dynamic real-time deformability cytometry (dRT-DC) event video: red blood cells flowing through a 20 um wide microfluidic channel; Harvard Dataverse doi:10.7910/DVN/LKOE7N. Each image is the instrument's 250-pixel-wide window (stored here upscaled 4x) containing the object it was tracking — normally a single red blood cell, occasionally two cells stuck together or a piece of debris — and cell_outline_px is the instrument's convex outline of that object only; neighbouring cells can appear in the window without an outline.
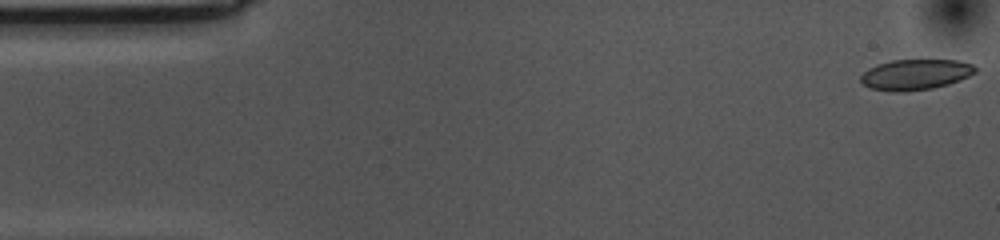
{"species": "common noctule bat (a hibernating species)", "species_latin": "Nyctalus noctula", "temperature_condition": "cold", "stored_images_in_passage": 55, "camera_frame_rate_fps": 3000, "um_per_image_px": 0.085, "animal": {"sex": "female", "body_mass_g": 10.0, "forearm_length_mm": 53.1}, "frame": {"image": 1, "passage_image": 1, "time_ms": 0.0, "image_size_px": [1000, 240], "cell_outline_px": [[976, 72], [960, 80], [948, 84], [932, 88], [900, 92], [892, 92], [868, 88], [860, 80], [860, 76], [868, 68], [876, 64], [892, 60], [956, 60], [972, 64], [976, 68]], "centroid_in_image_um": [77.77, 6.34], "position_along_channel_um": 7.2, "area_um2": 20.46}}
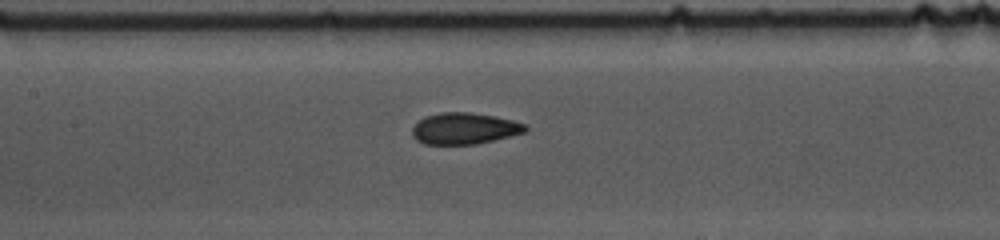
{"frame": {"image": 2, "passage_image": 24, "time_ms": 7.667, "image_size_px": [1000, 240], "cell_outline_px": [[528, 128], [524, 132], [476, 144], [424, 144], [416, 140], [412, 136], [412, 128], [424, 116], [440, 112], [468, 112], [492, 116], [512, 120], [524, 124]], "centroid_in_image_um": [39.42, 10.92], "position_along_channel_um": 168.0, "area_um2": 20.46}}
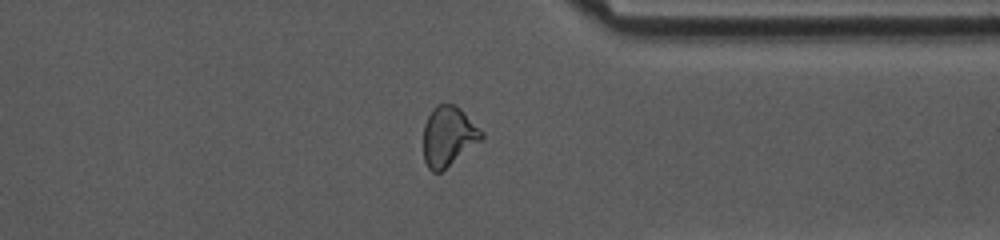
{"frame": {"image": 3, "passage_image": 42, "time_ms": 13.667, "image_size_px": [1000, 240], "cell_outline_px": [[484, 136], [480, 140], [440, 172], [432, 172], [428, 168], [424, 160], [424, 124], [432, 108], [436, 104], [456, 104], [484, 132]], "centroid_in_image_um": [38.09, 11.55], "position_along_channel_um": 373.3, "area_um2": 20.0}, "authors_computed_cell_mechanics": {"area_um2": 20.9236, "velocity_mm_per_s": 3.5456, "shape_relaxation_time_tau1_ms": 6.2996, "shape_relaxation_time_tau2_ms": 2.4325, "deformation_change_tau1": 0.1349, "deformation_change_tau2": 0.0714}}